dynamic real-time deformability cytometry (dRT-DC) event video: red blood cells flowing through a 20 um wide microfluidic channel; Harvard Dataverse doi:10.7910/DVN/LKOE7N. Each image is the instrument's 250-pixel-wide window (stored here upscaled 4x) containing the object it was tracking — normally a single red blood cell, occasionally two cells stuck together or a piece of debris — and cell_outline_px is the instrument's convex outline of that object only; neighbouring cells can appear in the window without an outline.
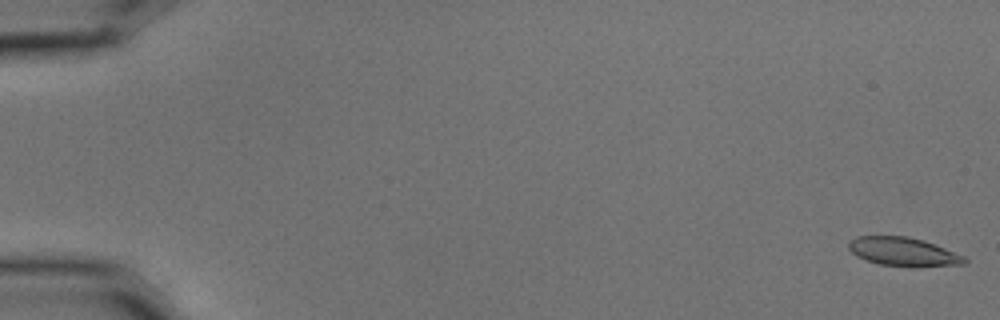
{"species": "common noctule bat (a hibernating species)", "species_latin": "Nyctalus noctula", "temperature_condition": "cold", "stored_images_in_passage": 57, "camera_frame_rate_fps": 3000, "um_per_image_px": 0.085, "animal": {"sex": "male", "body_mass_g": 15.6}, "frame": {"image": 1, "passage_image": 1, "time_ms": 0.0, "image_size_px": [1000, 320], "cell_outline_px": [[968, 260], [964, 264], [880, 264], [856, 256], [848, 248], [848, 240], [856, 236], [908, 236], [924, 240], [964, 256]], "centroid_in_image_um": [76.69, 21.33], "position_along_channel_um": 8.3, "area_um2": 18.38}}
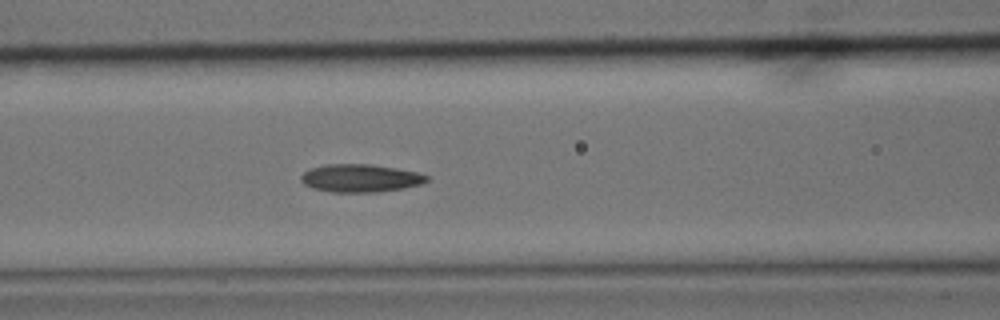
{"frame": {"image": 2, "passage_image": 25, "time_ms": 8.0, "image_size_px": [1000, 320], "cell_outline_px": [[428, 180], [420, 184], [404, 188], [376, 192], [332, 192], [312, 188], [304, 184], [300, 180], [300, 176], [308, 168], [324, 164], [372, 164], [396, 168], [416, 172], [428, 176]], "centroid_in_image_um": [30.58, 15.13], "position_along_channel_um": 136.0, "area_um2": 20.52}}
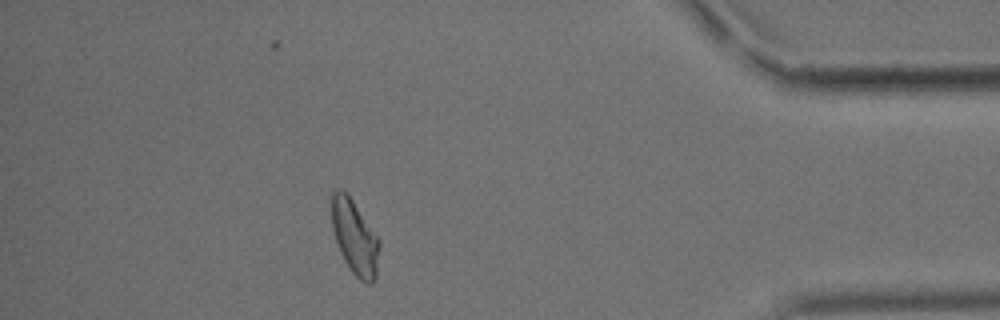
{"frame": {"image": 3, "passage_image": 51, "time_ms": 16.667, "image_size_px": [1000, 320], "cell_outline_px": [[380, 244], [376, 280], [372, 284], [368, 284], [360, 280], [352, 272], [344, 260], [340, 252], [332, 228], [328, 196], [336, 188], [340, 188], [352, 200], [380, 240]], "centroid_in_image_um": [30.12, 20.14], "position_along_channel_um": 405.1, "area_um2": 21.1}, "authors_computed_cell_mechanics": {"area_um2": 20.1144, "velocity_mm_per_s": 3.5546, "shape_relaxation_time_tau1_ms": 5.5326, "shape_relaxation_time_tau2_ms": 2.9106, "deformation_change_tau1": 0.155, "deformation_change_tau2": 0.1009}}